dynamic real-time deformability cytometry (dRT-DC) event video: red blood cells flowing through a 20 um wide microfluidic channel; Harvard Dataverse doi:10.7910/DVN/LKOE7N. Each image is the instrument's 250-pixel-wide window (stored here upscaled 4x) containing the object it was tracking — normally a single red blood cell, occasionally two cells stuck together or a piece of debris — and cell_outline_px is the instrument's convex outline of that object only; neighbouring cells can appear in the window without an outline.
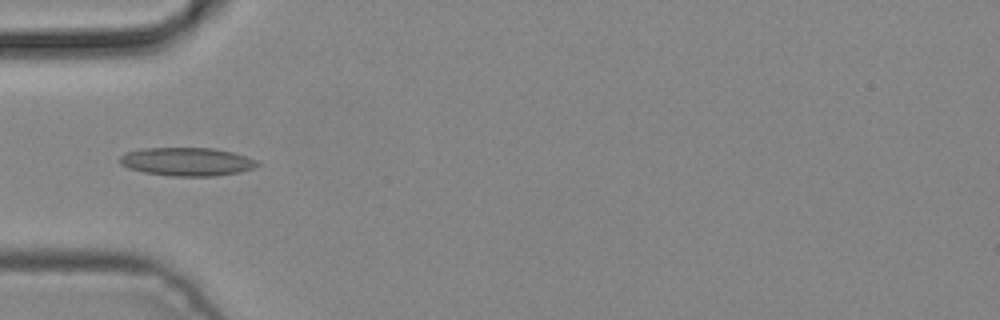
{"species": "common noctule bat (a hibernating species)", "species_latin": "Nyctalus noctula", "temperature_condition": "cold", "stored_images_in_passage": 2, "camera_frame_rate_fps": 3000, "um_per_image_px": 0.085, "animal": {"sex": "male", "body_mass_g": 19.2, "forearm_length_mm": 51.8}, "frame": {"image": 1, "passage_image": 1, "time_ms": 0.0, "image_size_px": [1000, 320], "cell_outline_px": [[260, 164], [252, 168], [240, 172], [216, 176], [172, 176], [144, 172], [128, 168], [120, 164], [120, 156], [128, 152], [140, 148], [212, 148], [232, 152], [256, 160]], "centroid_in_image_um": [15.87, 13.74], "position_along_channel_um": 69.1, "area_um2": 22.6}}
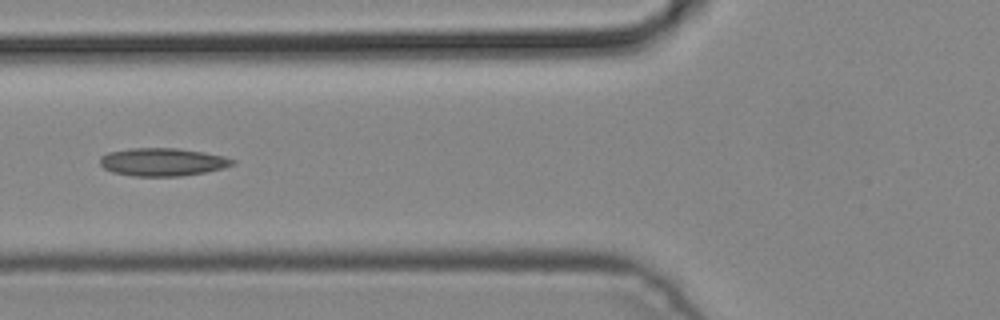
{"frame": {"image": 2, "passage_image": 2, "time_ms": 0.333, "image_size_px": [1000, 320], "cell_outline_px": [[236, 164], [224, 168], [204, 172], [180, 176], [132, 176], [112, 172], [104, 168], [100, 164], [100, 156], [108, 152], [132, 148], [176, 148], [204, 152], [224, 156], [236, 160]], "centroid_in_image_um": [13.83, 13.77], "position_along_channel_um": 112.0, "area_um2": 21.68}}